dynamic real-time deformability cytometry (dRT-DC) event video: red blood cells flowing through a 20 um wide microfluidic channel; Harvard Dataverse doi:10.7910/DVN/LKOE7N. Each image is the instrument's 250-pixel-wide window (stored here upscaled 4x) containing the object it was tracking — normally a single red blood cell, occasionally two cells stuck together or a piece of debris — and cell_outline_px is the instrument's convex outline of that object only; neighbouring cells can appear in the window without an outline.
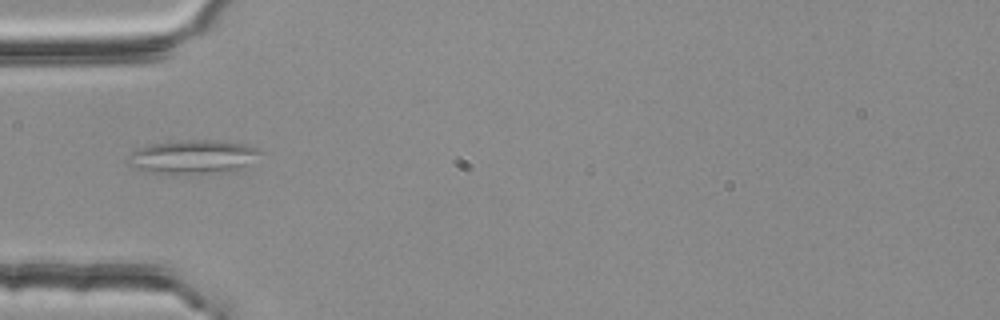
{"species": "common noctule bat (a hibernating species)", "species_latin": "Nyctalus noctula", "temperature_condition": "room temperature", "stored_images_in_passage": 4, "camera_frame_rate_fps": 3000, "um_per_image_px": 0.085, "animal": {"sex": "female", "body_mass_g": 25.1}, "frame": {"image": 1, "passage_image": 4, "time_ms": 1.0, "image_size_px": [1000, 320], "cell_outline_px": [[264, 152], [244, 164], [228, 172], [148, 172], [132, 168], [124, 160], [132, 152], [140, 148], [152, 144], [184, 140], [208, 140], [248, 144], [260, 148]], "centroid_in_image_um": [16.35, 13.3], "position_along_channel_um": 68.6, "area_um2": 25.32}}